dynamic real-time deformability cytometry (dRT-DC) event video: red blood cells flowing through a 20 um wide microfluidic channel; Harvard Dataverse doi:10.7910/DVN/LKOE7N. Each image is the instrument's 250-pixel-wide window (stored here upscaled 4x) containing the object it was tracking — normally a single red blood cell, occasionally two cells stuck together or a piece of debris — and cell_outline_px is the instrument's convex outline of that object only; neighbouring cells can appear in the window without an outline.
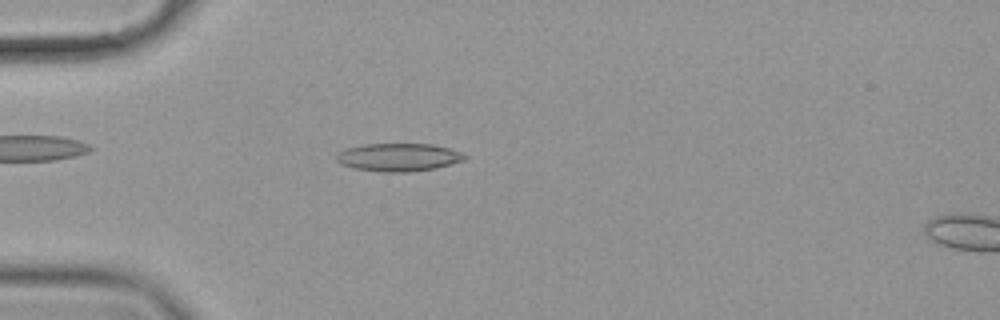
{"species": "common noctule bat (a hibernating species)", "species_latin": "Nyctalus noctula", "temperature_condition": "cold", "stored_images_in_passage": 49, "camera_frame_rate_fps": 3000, "um_per_image_px": 0.085, "animal": {"sex": "female", "body_mass_g": 19.9}, "frame": {"image": 1, "passage_image": 8, "time_ms": 2.333, "image_size_px": [1000, 320], "cell_outline_px": [[468, 156], [464, 160], [436, 168], [408, 172], [384, 172], [356, 168], [340, 164], [336, 160], [336, 156], [344, 148], [364, 144], [432, 144], [448, 148], [460, 152]], "centroid_in_image_um": [33.86, 13.36], "position_along_channel_um": 51.1, "area_um2": 20.81}}
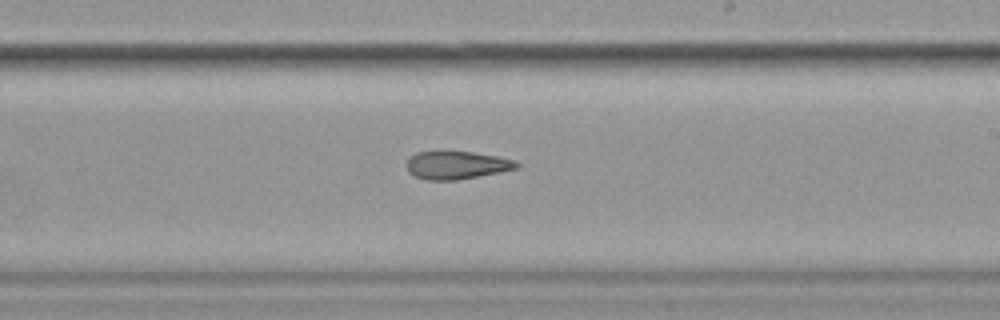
{"frame": {"image": 2, "passage_image": 26, "time_ms": 8.333, "image_size_px": [1000, 320], "cell_outline_px": [[520, 164], [516, 168], [500, 172], [456, 180], [428, 180], [416, 176], [408, 172], [404, 164], [416, 152], [472, 152], [496, 156], [512, 160]], "centroid_in_image_um": [38.77, 14.04], "position_along_channel_um": 250.2, "area_um2": 17.63}}
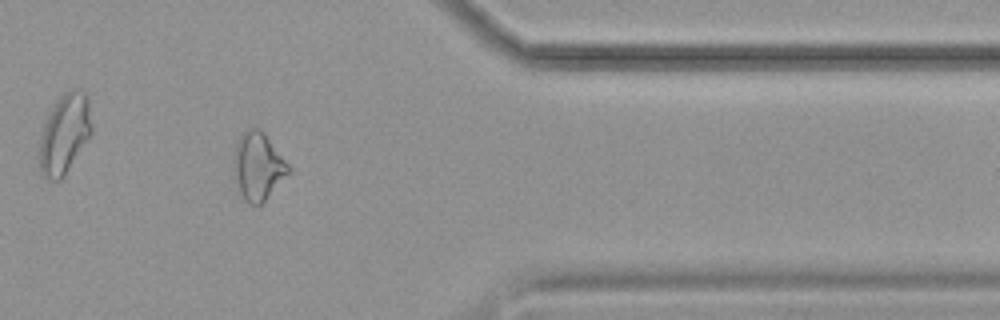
{"frame": {"image": 3, "passage_image": 39, "time_ms": 12.667, "image_size_px": [1000, 320], "cell_outline_px": [[292, 172], [260, 204], [248, 204], [244, 200], [236, 188], [232, 176], [232, 168], [236, 144], [240, 136], [244, 132], [252, 128], [260, 128], [292, 168]], "centroid_in_image_um": [21.91, 14.17], "position_along_channel_um": 389.5, "area_um2": 21.91}, "authors_computed_cell_mechanics": {"area_um2": 20.0566, "velocity_mm_per_s": 3.5493, "shape_relaxation_time_tau1_ms": null, "shape_relaxation_time_tau2_ms": 7.0276, "deformation_change_tau1": null, "deformation_change_tau2": 0.1744}}